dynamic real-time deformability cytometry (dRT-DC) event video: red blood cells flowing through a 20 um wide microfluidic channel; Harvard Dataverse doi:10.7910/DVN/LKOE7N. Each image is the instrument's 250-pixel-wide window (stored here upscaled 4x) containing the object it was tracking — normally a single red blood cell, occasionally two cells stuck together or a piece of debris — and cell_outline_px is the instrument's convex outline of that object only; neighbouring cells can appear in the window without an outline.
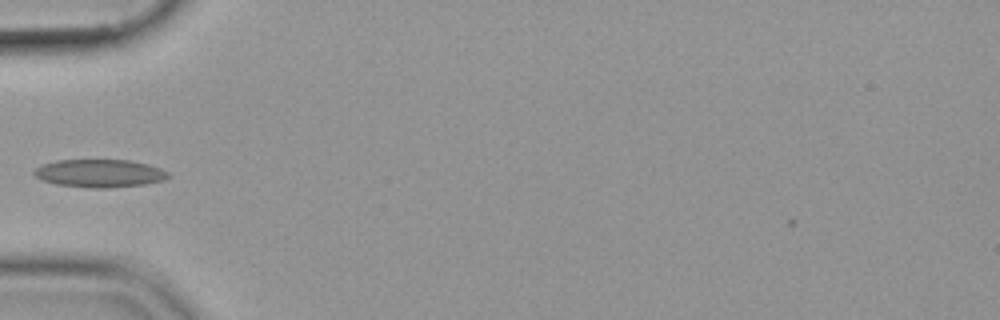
{"species": "common noctule bat (a hibernating species)", "species_latin": "Nyctalus noctula", "temperature_condition": "cold", "stored_images_in_passage": 37, "camera_frame_rate_fps": 3000, "um_per_image_px": 0.085, "animal": {"sex": "female", "body_mass_g": 19.9}, "frame": {"image": 1, "passage_image": 1, "time_ms": 0.0, "image_size_px": [1000, 320], "cell_outline_px": [[168, 176], [164, 180], [144, 184], [108, 188], [92, 188], [56, 184], [40, 180], [32, 172], [36, 168], [44, 164], [56, 160], [128, 160], [148, 164], [160, 168], [168, 172]], "centroid_in_image_um": [8.45, 14.73], "position_along_channel_um": 76.6, "area_um2": 21.73}}
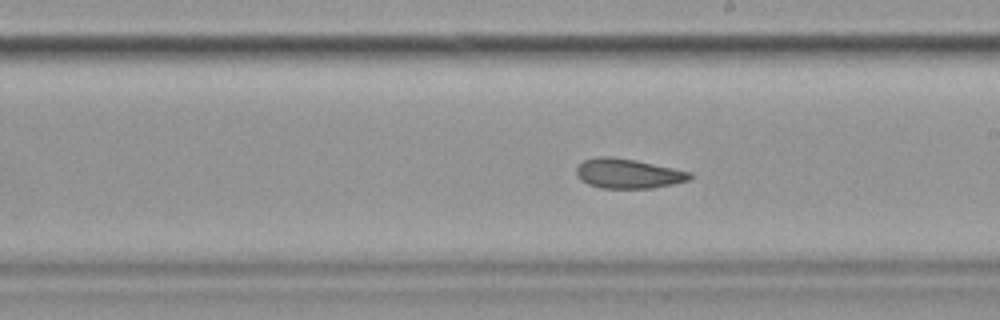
{"frame": {"image": 2, "passage_image": 14, "time_ms": 4.333, "image_size_px": [1000, 320], "cell_outline_px": [[692, 176], [688, 180], [672, 184], [652, 188], [600, 188], [588, 184], [580, 180], [576, 172], [576, 168], [584, 160], [596, 156], [612, 156], [636, 160], [692, 172]], "centroid_in_image_um": [53.36, 14.74], "position_along_channel_um": 235.6, "area_um2": 19.65}}
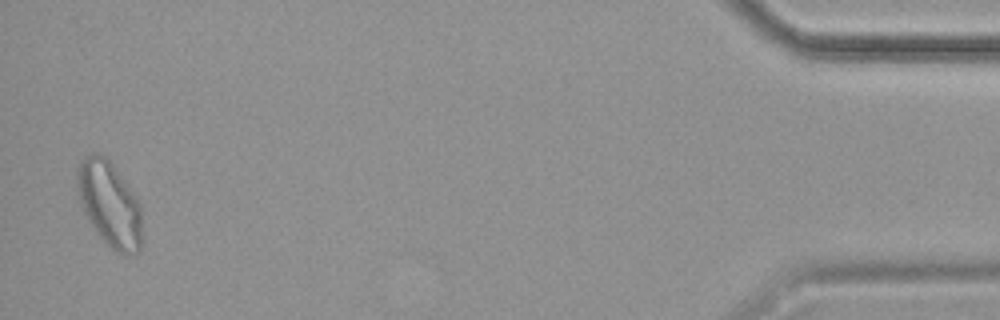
{"frame": {"image": 3, "passage_image": 36, "time_ms": 11.667, "image_size_px": [1000, 320], "cell_outline_px": [[140, 252], [116, 252], [104, 244], [88, 220], [80, 204], [76, 184], [76, 176], [80, 164], [84, 156], [88, 152], [96, 152], [104, 156], [112, 164], [136, 196], [140, 204]], "centroid_in_image_um": [9.26, 17.32], "position_along_channel_um": 425.9, "area_um2": 31.96}}